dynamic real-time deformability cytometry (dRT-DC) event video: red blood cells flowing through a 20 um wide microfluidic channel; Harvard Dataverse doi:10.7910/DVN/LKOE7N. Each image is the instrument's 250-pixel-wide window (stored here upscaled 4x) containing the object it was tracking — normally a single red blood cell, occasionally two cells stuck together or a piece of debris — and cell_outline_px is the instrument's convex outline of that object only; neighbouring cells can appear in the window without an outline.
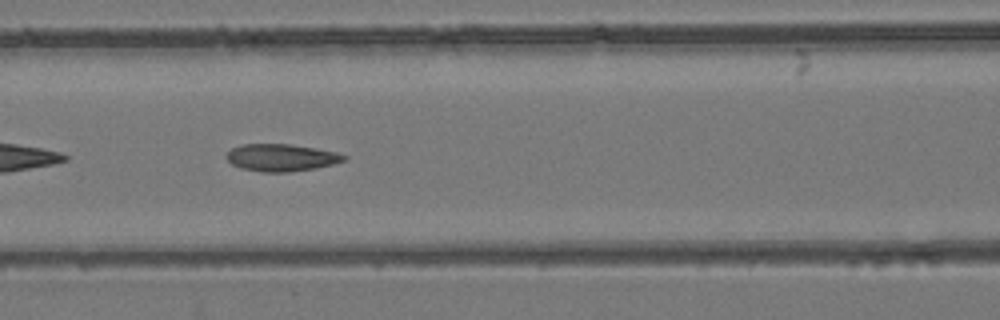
{"species": "common noctule bat (a hibernating species)", "species_latin": "Nyctalus noctula", "temperature_condition": "room temperature", "stored_images_in_passage": 38, "camera_frame_rate_fps": 3000, "um_per_image_px": 0.085, "animal": {"sex": "female", "body_mass_g": 24.6, "forearm_length_mm": 56.2}, "frame": {"image": 1, "passage_image": 8, "time_ms": 2.333, "image_size_px": [1000, 320], "cell_outline_px": [[348, 156], [344, 160], [332, 164], [316, 168], [288, 172], [260, 172], [240, 168], [232, 164], [228, 160], [228, 152], [232, 148], [240, 144], [288, 144], [316, 148], [336, 152]], "centroid_in_image_um": [23.9, 13.4], "position_along_channel_um": 142.7, "area_um2": 18.55}}
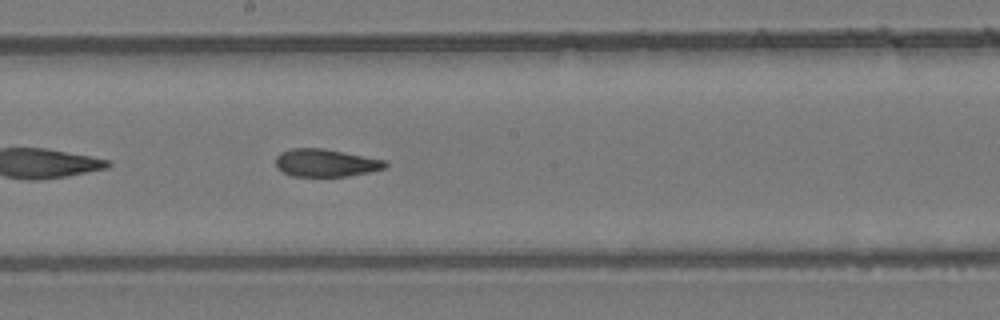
{"frame": {"image": 2, "passage_image": 14, "time_ms": 4.333, "image_size_px": [1000, 320], "cell_outline_px": [[388, 164], [384, 168], [368, 172], [348, 176], [292, 176], [276, 168], [276, 156], [280, 152], [292, 148], [324, 148], [384, 160]], "centroid_in_image_um": [27.64, 13.84], "position_along_channel_um": 220.6, "area_um2": 17.57}}
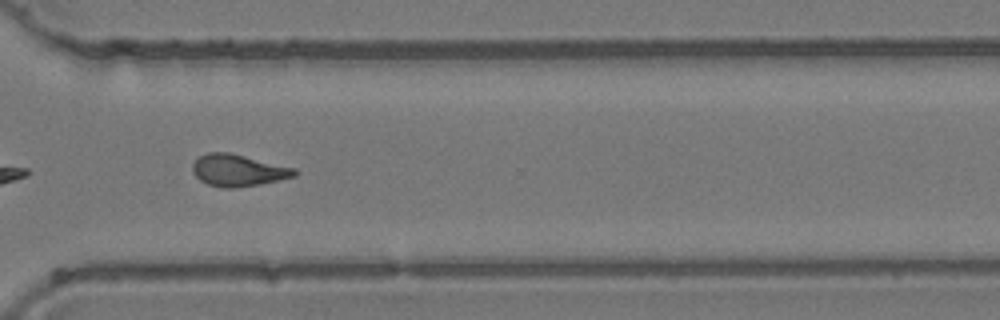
{"frame": {"image": 3, "passage_image": 24, "time_ms": 7.667, "image_size_px": [1000, 320], "cell_outline_px": [[300, 172], [296, 176], [260, 184], [232, 188], [220, 188], [208, 184], [200, 180], [192, 172], [192, 164], [200, 156], [208, 152], [228, 152], [296, 168]], "centroid_in_image_um": [20.25, 14.48], "position_along_channel_um": 350.3, "area_um2": 18.96}, "authors_computed_cell_mechanics": {"area_um2": 18.3804, "velocity_mm_per_s": 3.9102, "shape_relaxation_time_tau1_ms": null, "shape_relaxation_time_tau2_ms": 3.9387, "deformation_change_tau1": null, "deformation_change_tau2": 0.1134}}